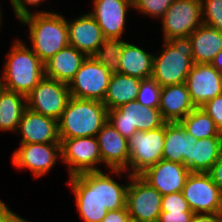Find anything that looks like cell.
Listing matches in <instances>:
<instances>
[{"mask_svg": "<svg viewBox=\"0 0 222 222\" xmlns=\"http://www.w3.org/2000/svg\"><path fill=\"white\" fill-rule=\"evenodd\" d=\"M19 22L28 26L32 51L45 63L69 45L66 17L51 11H35Z\"/></svg>", "mask_w": 222, "mask_h": 222, "instance_id": "6da1fadb", "label": "cell"}, {"mask_svg": "<svg viewBox=\"0 0 222 222\" xmlns=\"http://www.w3.org/2000/svg\"><path fill=\"white\" fill-rule=\"evenodd\" d=\"M7 53L0 82L5 89L28 95L45 76L44 63L21 39Z\"/></svg>", "mask_w": 222, "mask_h": 222, "instance_id": "7a4b0ae2", "label": "cell"}, {"mask_svg": "<svg viewBox=\"0 0 222 222\" xmlns=\"http://www.w3.org/2000/svg\"><path fill=\"white\" fill-rule=\"evenodd\" d=\"M107 121L108 109L102 101L70 97L58 120L59 137H96Z\"/></svg>", "mask_w": 222, "mask_h": 222, "instance_id": "3957f363", "label": "cell"}, {"mask_svg": "<svg viewBox=\"0 0 222 222\" xmlns=\"http://www.w3.org/2000/svg\"><path fill=\"white\" fill-rule=\"evenodd\" d=\"M162 41L163 49L157 56L154 55L151 78L161 87L184 83L194 65L190 37Z\"/></svg>", "mask_w": 222, "mask_h": 222, "instance_id": "277c9868", "label": "cell"}, {"mask_svg": "<svg viewBox=\"0 0 222 222\" xmlns=\"http://www.w3.org/2000/svg\"><path fill=\"white\" fill-rule=\"evenodd\" d=\"M165 124L157 129L136 131L128 142L129 161L125 172L140 175L163 159Z\"/></svg>", "mask_w": 222, "mask_h": 222, "instance_id": "5b68a950", "label": "cell"}, {"mask_svg": "<svg viewBox=\"0 0 222 222\" xmlns=\"http://www.w3.org/2000/svg\"><path fill=\"white\" fill-rule=\"evenodd\" d=\"M108 121L127 140L136 131L154 130L166 123L158 108L141 106L136 100L108 110Z\"/></svg>", "mask_w": 222, "mask_h": 222, "instance_id": "8992f818", "label": "cell"}, {"mask_svg": "<svg viewBox=\"0 0 222 222\" xmlns=\"http://www.w3.org/2000/svg\"><path fill=\"white\" fill-rule=\"evenodd\" d=\"M127 175L126 207L131 222H158L162 195L139 175Z\"/></svg>", "mask_w": 222, "mask_h": 222, "instance_id": "52a82bcc", "label": "cell"}, {"mask_svg": "<svg viewBox=\"0 0 222 222\" xmlns=\"http://www.w3.org/2000/svg\"><path fill=\"white\" fill-rule=\"evenodd\" d=\"M182 193L194 214H222V192L207 173L190 172Z\"/></svg>", "mask_w": 222, "mask_h": 222, "instance_id": "ba28073f", "label": "cell"}, {"mask_svg": "<svg viewBox=\"0 0 222 222\" xmlns=\"http://www.w3.org/2000/svg\"><path fill=\"white\" fill-rule=\"evenodd\" d=\"M112 73L88 56L68 84L70 96L78 99L104 100Z\"/></svg>", "mask_w": 222, "mask_h": 222, "instance_id": "9c48e42d", "label": "cell"}, {"mask_svg": "<svg viewBox=\"0 0 222 222\" xmlns=\"http://www.w3.org/2000/svg\"><path fill=\"white\" fill-rule=\"evenodd\" d=\"M61 162L68 168V175L101 171L102 164L96 137L60 139Z\"/></svg>", "mask_w": 222, "mask_h": 222, "instance_id": "30bf717a", "label": "cell"}, {"mask_svg": "<svg viewBox=\"0 0 222 222\" xmlns=\"http://www.w3.org/2000/svg\"><path fill=\"white\" fill-rule=\"evenodd\" d=\"M69 86L46 76L26 95L27 108L59 120L70 98Z\"/></svg>", "mask_w": 222, "mask_h": 222, "instance_id": "8fae6325", "label": "cell"}, {"mask_svg": "<svg viewBox=\"0 0 222 222\" xmlns=\"http://www.w3.org/2000/svg\"><path fill=\"white\" fill-rule=\"evenodd\" d=\"M160 20L163 40L189 37L203 23L201 0H175Z\"/></svg>", "mask_w": 222, "mask_h": 222, "instance_id": "7c38bea8", "label": "cell"}, {"mask_svg": "<svg viewBox=\"0 0 222 222\" xmlns=\"http://www.w3.org/2000/svg\"><path fill=\"white\" fill-rule=\"evenodd\" d=\"M68 185L74 192L76 207L84 222H101L107 210L100 202L98 171L70 176Z\"/></svg>", "mask_w": 222, "mask_h": 222, "instance_id": "4fadbf2b", "label": "cell"}, {"mask_svg": "<svg viewBox=\"0 0 222 222\" xmlns=\"http://www.w3.org/2000/svg\"><path fill=\"white\" fill-rule=\"evenodd\" d=\"M11 158L17 169H29L33 177H42L61 160V143L20 144Z\"/></svg>", "mask_w": 222, "mask_h": 222, "instance_id": "5bb4252c", "label": "cell"}, {"mask_svg": "<svg viewBox=\"0 0 222 222\" xmlns=\"http://www.w3.org/2000/svg\"><path fill=\"white\" fill-rule=\"evenodd\" d=\"M97 141L102 164L117 176H122L128 168L129 150L127 139L107 121L97 133Z\"/></svg>", "mask_w": 222, "mask_h": 222, "instance_id": "9a60e30c", "label": "cell"}, {"mask_svg": "<svg viewBox=\"0 0 222 222\" xmlns=\"http://www.w3.org/2000/svg\"><path fill=\"white\" fill-rule=\"evenodd\" d=\"M90 15L96 20L106 39H123L126 16L133 0H93Z\"/></svg>", "mask_w": 222, "mask_h": 222, "instance_id": "2e32d148", "label": "cell"}, {"mask_svg": "<svg viewBox=\"0 0 222 222\" xmlns=\"http://www.w3.org/2000/svg\"><path fill=\"white\" fill-rule=\"evenodd\" d=\"M185 84L195 107L222 94V75L211 64L194 63Z\"/></svg>", "mask_w": 222, "mask_h": 222, "instance_id": "e0dca14e", "label": "cell"}, {"mask_svg": "<svg viewBox=\"0 0 222 222\" xmlns=\"http://www.w3.org/2000/svg\"><path fill=\"white\" fill-rule=\"evenodd\" d=\"M189 173L184 164L161 159L139 176L163 196L181 192Z\"/></svg>", "mask_w": 222, "mask_h": 222, "instance_id": "ac0fdd59", "label": "cell"}, {"mask_svg": "<svg viewBox=\"0 0 222 222\" xmlns=\"http://www.w3.org/2000/svg\"><path fill=\"white\" fill-rule=\"evenodd\" d=\"M20 144L60 143L58 121L26 108L16 131Z\"/></svg>", "mask_w": 222, "mask_h": 222, "instance_id": "d6986e66", "label": "cell"}, {"mask_svg": "<svg viewBox=\"0 0 222 222\" xmlns=\"http://www.w3.org/2000/svg\"><path fill=\"white\" fill-rule=\"evenodd\" d=\"M66 24L69 45L87 57L92 56L106 39L98 23L89 12L70 21L66 19Z\"/></svg>", "mask_w": 222, "mask_h": 222, "instance_id": "ffe728a7", "label": "cell"}, {"mask_svg": "<svg viewBox=\"0 0 222 222\" xmlns=\"http://www.w3.org/2000/svg\"><path fill=\"white\" fill-rule=\"evenodd\" d=\"M196 142L197 139L186 133L179 122H166L163 159L184 164L190 171L192 144Z\"/></svg>", "mask_w": 222, "mask_h": 222, "instance_id": "44dd1931", "label": "cell"}, {"mask_svg": "<svg viewBox=\"0 0 222 222\" xmlns=\"http://www.w3.org/2000/svg\"><path fill=\"white\" fill-rule=\"evenodd\" d=\"M195 108L185 82L161 87L158 109L166 122H179Z\"/></svg>", "mask_w": 222, "mask_h": 222, "instance_id": "7402d4cb", "label": "cell"}, {"mask_svg": "<svg viewBox=\"0 0 222 222\" xmlns=\"http://www.w3.org/2000/svg\"><path fill=\"white\" fill-rule=\"evenodd\" d=\"M86 58L84 53L68 45L44 63L45 76L69 84Z\"/></svg>", "mask_w": 222, "mask_h": 222, "instance_id": "603a6c76", "label": "cell"}, {"mask_svg": "<svg viewBox=\"0 0 222 222\" xmlns=\"http://www.w3.org/2000/svg\"><path fill=\"white\" fill-rule=\"evenodd\" d=\"M153 59V53L125 41L120 54L119 73L140 80L150 79L153 73Z\"/></svg>", "mask_w": 222, "mask_h": 222, "instance_id": "cb8c5ba5", "label": "cell"}, {"mask_svg": "<svg viewBox=\"0 0 222 222\" xmlns=\"http://www.w3.org/2000/svg\"><path fill=\"white\" fill-rule=\"evenodd\" d=\"M194 63L211 64L222 49V30L201 24L190 36Z\"/></svg>", "mask_w": 222, "mask_h": 222, "instance_id": "d4e9b609", "label": "cell"}, {"mask_svg": "<svg viewBox=\"0 0 222 222\" xmlns=\"http://www.w3.org/2000/svg\"><path fill=\"white\" fill-rule=\"evenodd\" d=\"M141 80L137 77L114 73L111 75L108 90L103 100L108 110L134 101L140 88Z\"/></svg>", "mask_w": 222, "mask_h": 222, "instance_id": "484cf974", "label": "cell"}, {"mask_svg": "<svg viewBox=\"0 0 222 222\" xmlns=\"http://www.w3.org/2000/svg\"><path fill=\"white\" fill-rule=\"evenodd\" d=\"M26 108L25 95L2 87L0 90V131L15 133Z\"/></svg>", "mask_w": 222, "mask_h": 222, "instance_id": "4316f807", "label": "cell"}, {"mask_svg": "<svg viewBox=\"0 0 222 222\" xmlns=\"http://www.w3.org/2000/svg\"><path fill=\"white\" fill-rule=\"evenodd\" d=\"M222 154V136L197 139L192 144L190 172L207 173Z\"/></svg>", "mask_w": 222, "mask_h": 222, "instance_id": "83f0119b", "label": "cell"}, {"mask_svg": "<svg viewBox=\"0 0 222 222\" xmlns=\"http://www.w3.org/2000/svg\"><path fill=\"white\" fill-rule=\"evenodd\" d=\"M113 174H106L98 171V187L100 202L107 211L118 210L126 207V192L129 184H120L111 177Z\"/></svg>", "mask_w": 222, "mask_h": 222, "instance_id": "f1b7e54d", "label": "cell"}, {"mask_svg": "<svg viewBox=\"0 0 222 222\" xmlns=\"http://www.w3.org/2000/svg\"><path fill=\"white\" fill-rule=\"evenodd\" d=\"M179 123L185 129L186 133L191 134L196 139L222 136L214 120L201 107H196L181 119Z\"/></svg>", "mask_w": 222, "mask_h": 222, "instance_id": "f546056e", "label": "cell"}, {"mask_svg": "<svg viewBox=\"0 0 222 222\" xmlns=\"http://www.w3.org/2000/svg\"><path fill=\"white\" fill-rule=\"evenodd\" d=\"M125 39H105L92 57L100 64L106 66L114 74L119 73L120 54L122 52Z\"/></svg>", "mask_w": 222, "mask_h": 222, "instance_id": "4dcf8cb0", "label": "cell"}, {"mask_svg": "<svg viewBox=\"0 0 222 222\" xmlns=\"http://www.w3.org/2000/svg\"><path fill=\"white\" fill-rule=\"evenodd\" d=\"M161 86L152 78L141 80L136 101L141 106L159 108Z\"/></svg>", "mask_w": 222, "mask_h": 222, "instance_id": "1f68e13d", "label": "cell"}, {"mask_svg": "<svg viewBox=\"0 0 222 222\" xmlns=\"http://www.w3.org/2000/svg\"><path fill=\"white\" fill-rule=\"evenodd\" d=\"M175 0H133V9L144 16L162 18Z\"/></svg>", "mask_w": 222, "mask_h": 222, "instance_id": "d6a6232c", "label": "cell"}, {"mask_svg": "<svg viewBox=\"0 0 222 222\" xmlns=\"http://www.w3.org/2000/svg\"><path fill=\"white\" fill-rule=\"evenodd\" d=\"M203 24L222 30V0H201Z\"/></svg>", "mask_w": 222, "mask_h": 222, "instance_id": "836d02e7", "label": "cell"}, {"mask_svg": "<svg viewBox=\"0 0 222 222\" xmlns=\"http://www.w3.org/2000/svg\"><path fill=\"white\" fill-rule=\"evenodd\" d=\"M192 211L181 192H174L162 196L161 212Z\"/></svg>", "mask_w": 222, "mask_h": 222, "instance_id": "e575fe53", "label": "cell"}, {"mask_svg": "<svg viewBox=\"0 0 222 222\" xmlns=\"http://www.w3.org/2000/svg\"><path fill=\"white\" fill-rule=\"evenodd\" d=\"M201 108L214 120L215 125L222 133V94L207 101Z\"/></svg>", "mask_w": 222, "mask_h": 222, "instance_id": "d590c367", "label": "cell"}, {"mask_svg": "<svg viewBox=\"0 0 222 222\" xmlns=\"http://www.w3.org/2000/svg\"><path fill=\"white\" fill-rule=\"evenodd\" d=\"M44 1L45 0H10L13 12L18 20L32 13L29 10L30 9V7H28L29 5L32 7L33 6L39 7L41 3H43Z\"/></svg>", "mask_w": 222, "mask_h": 222, "instance_id": "8d00e7d4", "label": "cell"}, {"mask_svg": "<svg viewBox=\"0 0 222 222\" xmlns=\"http://www.w3.org/2000/svg\"><path fill=\"white\" fill-rule=\"evenodd\" d=\"M193 215L192 211L161 212L158 222H190Z\"/></svg>", "mask_w": 222, "mask_h": 222, "instance_id": "74e56055", "label": "cell"}, {"mask_svg": "<svg viewBox=\"0 0 222 222\" xmlns=\"http://www.w3.org/2000/svg\"><path fill=\"white\" fill-rule=\"evenodd\" d=\"M0 222H30L22 218L0 200Z\"/></svg>", "mask_w": 222, "mask_h": 222, "instance_id": "f35d334b", "label": "cell"}, {"mask_svg": "<svg viewBox=\"0 0 222 222\" xmlns=\"http://www.w3.org/2000/svg\"><path fill=\"white\" fill-rule=\"evenodd\" d=\"M101 222H131L127 207L108 211Z\"/></svg>", "mask_w": 222, "mask_h": 222, "instance_id": "ab89813d", "label": "cell"}, {"mask_svg": "<svg viewBox=\"0 0 222 222\" xmlns=\"http://www.w3.org/2000/svg\"><path fill=\"white\" fill-rule=\"evenodd\" d=\"M207 174L222 192V154L220 155L216 163L209 169Z\"/></svg>", "mask_w": 222, "mask_h": 222, "instance_id": "60d3db41", "label": "cell"}, {"mask_svg": "<svg viewBox=\"0 0 222 222\" xmlns=\"http://www.w3.org/2000/svg\"><path fill=\"white\" fill-rule=\"evenodd\" d=\"M190 222H222V214H194Z\"/></svg>", "mask_w": 222, "mask_h": 222, "instance_id": "b9f144b4", "label": "cell"}, {"mask_svg": "<svg viewBox=\"0 0 222 222\" xmlns=\"http://www.w3.org/2000/svg\"><path fill=\"white\" fill-rule=\"evenodd\" d=\"M211 65L214 66L222 75V49L216 54Z\"/></svg>", "mask_w": 222, "mask_h": 222, "instance_id": "7bdbcfd3", "label": "cell"}, {"mask_svg": "<svg viewBox=\"0 0 222 222\" xmlns=\"http://www.w3.org/2000/svg\"><path fill=\"white\" fill-rule=\"evenodd\" d=\"M2 11H1V6H0V26L2 25ZM1 28V27H0Z\"/></svg>", "mask_w": 222, "mask_h": 222, "instance_id": "ee69618b", "label": "cell"}]
</instances>
